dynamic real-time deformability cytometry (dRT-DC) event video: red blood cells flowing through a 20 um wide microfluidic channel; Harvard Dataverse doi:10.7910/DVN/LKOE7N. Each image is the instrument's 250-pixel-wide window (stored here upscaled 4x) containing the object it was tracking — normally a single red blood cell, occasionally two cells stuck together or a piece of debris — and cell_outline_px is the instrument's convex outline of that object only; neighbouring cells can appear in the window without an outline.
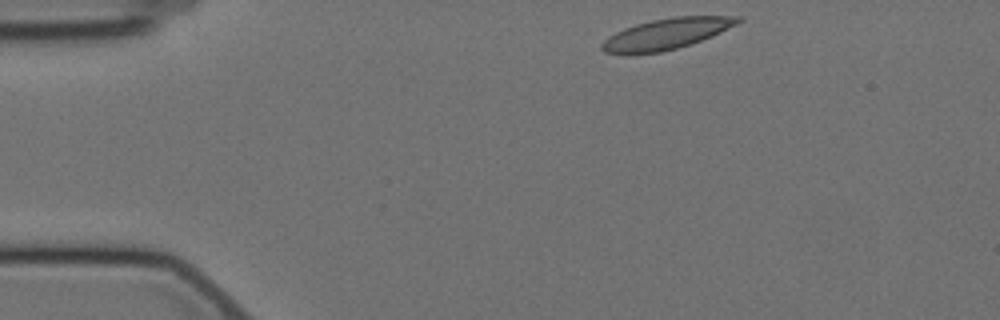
{"species": "Egyptian fruit bat (a non-hibernating species)", "species_latin": "Rousettus aegyptiacus", "temperature_condition": "cold", "stored_images_in_passage": 49, "camera_frame_rate_fps": 3000, "um_per_image_px": 0.085, "animal": {"sex": "female"}, "frame": {"image": 1, "passage_image": 1, "time_ms": 0.0, "image_size_px": [1000, 320], "cell_outline_px": [[744, 20], [712, 36], [676, 48], [660, 52], [632, 56], [624, 56], [604, 52], [600, 48], [600, 44], [608, 36], [624, 28], [636, 24], [652, 20], [676, 16], [740, 16]], "centroid_in_image_um": [56.55, 2.91], "position_along_channel_um": 28.4, "area_um2": 24.74}}
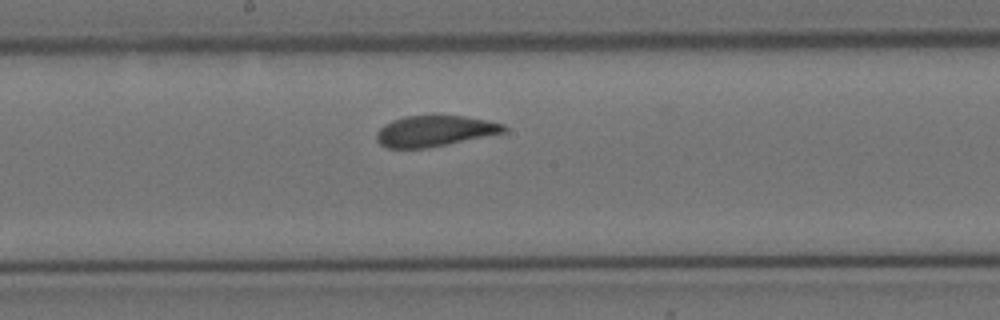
{"frame": {"image": 2, "passage_image": 22, "time_ms": 7.0, "image_size_px": [1000, 320], "cell_outline_px": [[508, 132], [428, 148], [388, 148], [380, 144], [376, 140], [376, 132], [384, 124], [392, 120], [404, 116], [464, 116], [504, 124], [508, 128]], "centroid_in_image_um": [36.95, 11.14], "position_along_channel_um": 211.3, "area_um2": 22.95}}
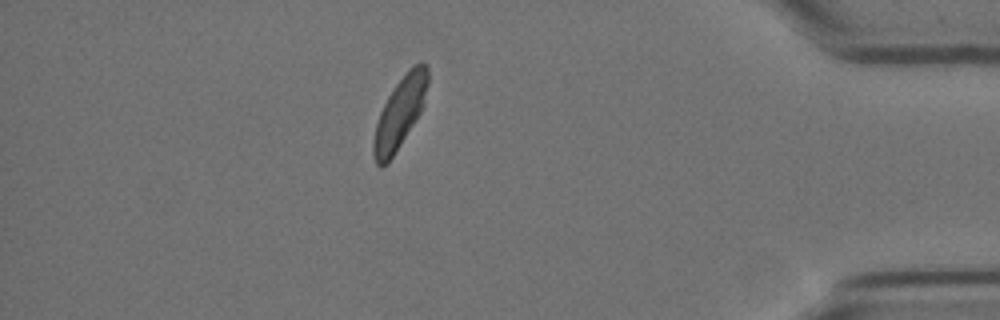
{"frame": {"image": 3, "passage_image": 42, "time_ms": 13.667, "image_size_px": [1000, 320], "cell_outline_px": [[428, 84], [424, 104], [420, 112], [400, 144], [392, 156], [380, 168], [376, 164], [372, 156], [372, 140], [376, 124], [380, 112], [388, 96], [396, 84], [408, 68], [412, 64], [424, 60], [428, 64]], "centroid_in_image_um": [33.99, 9.52], "position_along_channel_um": 401.2, "area_um2": 22.37}, "authors_computed_cell_mechanics": {"area_um2": 23.6402, "velocity_mm_per_s": 3.4608, "shape_relaxation_time_tau1_ms": 7.0021, "shape_relaxation_time_tau2_ms": 1.1889, "deformation_change_tau1": 0.1478, "deformation_change_tau2": 0.0714}}